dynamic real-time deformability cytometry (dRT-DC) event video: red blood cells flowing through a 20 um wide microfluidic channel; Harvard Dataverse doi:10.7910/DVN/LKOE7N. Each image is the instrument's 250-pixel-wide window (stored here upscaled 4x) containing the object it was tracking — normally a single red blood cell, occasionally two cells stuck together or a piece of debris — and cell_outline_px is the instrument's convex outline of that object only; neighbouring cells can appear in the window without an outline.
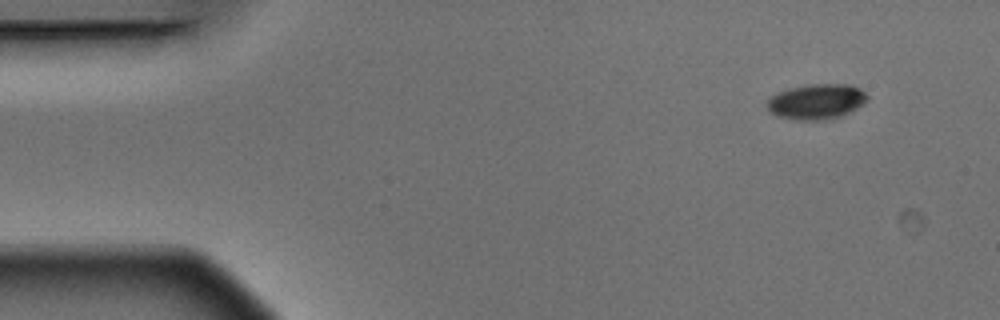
{"species": "Egyptian fruit bat (a non-hibernating species)", "species_latin": "Rousettus aegyptiacus", "temperature_condition": "warm", "stored_images_in_passage": 4, "camera_frame_rate_fps": 3000, "um_per_image_px": 0.085, "animal": {"sex": "male"}, "frame": {"image": 1, "passage_image": 1, "time_ms": 0.0, "image_size_px": [1000, 320], "cell_outline_px": [[868, 100], [856, 108], [840, 116], [824, 120], [800, 120], [776, 116], [768, 108], [768, 100], [776, 92], [788, 88], [808, 84], [852, 84], [860, 88], [868, 96]], "centroid_in_image_um": [69.41, 8.62], "position_along_channel_um": 15.6, "area_um2": 20.58}}
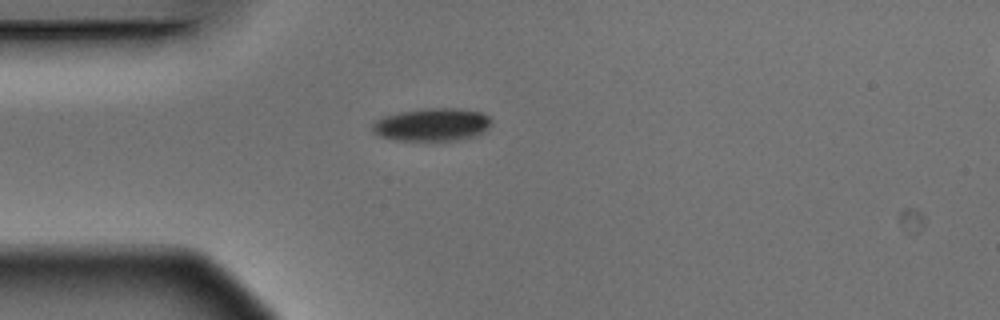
{"frame": {"image": 2, "passage_image": 4, "time_ms": 1.0, "image_size_px": [1000, 320], "cell_outline_px": [[492, 124], [484, 132], [476, 136], [452, 140], [396, 140], [380, 136], [372, 132], [372, 124], [376, 120], [384, 116], [404, 112], [436, 108], [452, 108], [480, 112], [488, 116], [492, 120]], "centroid_in_image_um": [36.75, 10.61], "position_along_channel_um": 48.3, "area_um2": 22.43}}